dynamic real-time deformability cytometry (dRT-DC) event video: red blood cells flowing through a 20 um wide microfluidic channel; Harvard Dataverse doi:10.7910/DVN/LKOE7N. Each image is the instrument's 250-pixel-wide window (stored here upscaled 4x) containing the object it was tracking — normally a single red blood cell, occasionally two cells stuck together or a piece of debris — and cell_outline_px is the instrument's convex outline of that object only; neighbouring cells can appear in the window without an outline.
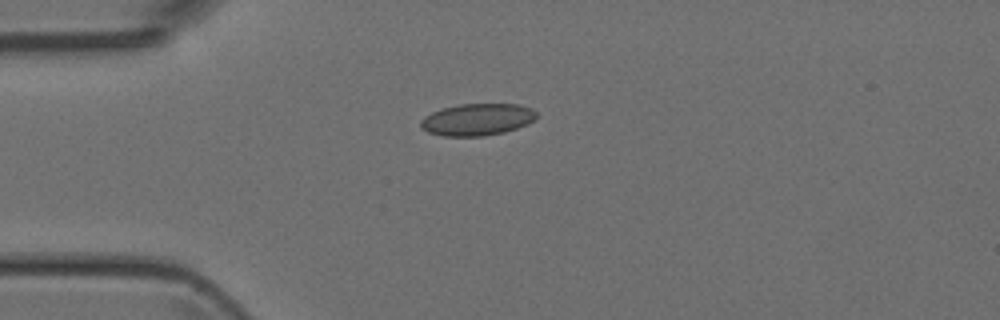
{"species": "Egyptian fruit bat (a non-hibernating species)", "species_latin": "Rousettus aegyptiacus", "temperature_condition": "room temperature", "stored_images_in_passage": 30, "camera_frame_rate_fps": 3000, "um_per_image_px": 0.085, "animal": {"sex": "female"}, "frame": {"image": 1, "passage_image": 1, "time_ms": 0.0, "image_size_px": [1000, 320], "cell_outline_px": [[536, 116], [528, 124], [504, 132], [484, 136], [444, 136], [428, 132], [420, 128], [420, 120], [424, 116], [432, 112], [444, 108], [460, 104], [520, 104], [532, 108], [536, 112]], "centroid_in_image_um": [40.55, 10.16], "position_along_channel_um": 44.5, "area_um2": 21.56}}
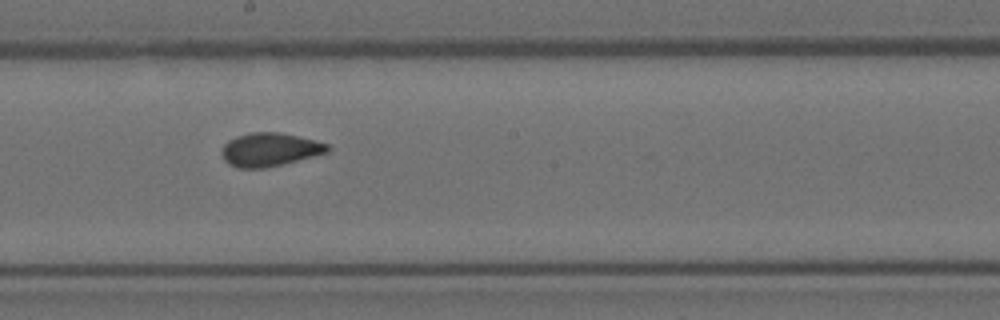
{"frame": {"image": 2, "passage_image": 15, "time_ms": 4.667, "image_size_px": [1000, 320], "cell_outline_px": [[332, 148], [328, 152], [264, 168], [236, 168], [228, 164], [224, 160], [220, 152], [224, 144], [228, 140], [236, 136], [252, 132], [280, 132], [328, 144]], "centroid_in_image_um": [22.87, 12.71], "position_along_channel_um": 225.3, "area_um2": 20.46}}
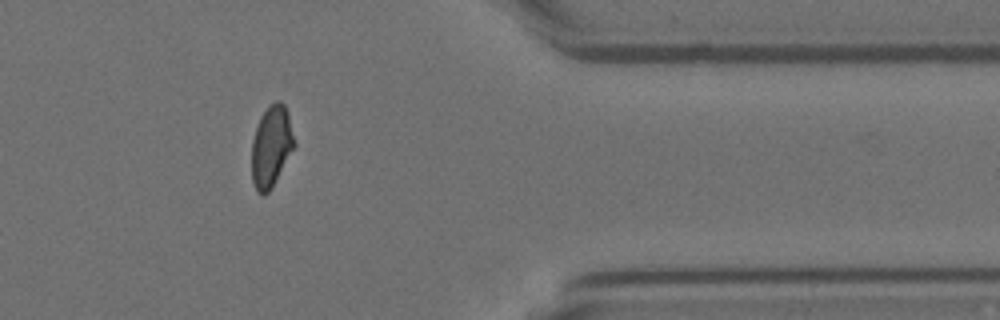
{"frame": {"image": 3, "passage_image": 28, "time_ms": 9.0, "image_size_px": [1000, 320], "cell_outline_px": [[296, 144], [272, 188], [264, 196], [256, 192], [252, 180], [252, 140], [260, 116], [276, 100], [280, 100], [284, 104], [288, 112]], "centroid_in_image_um": [23.06, 12.47], "position_along_channel_um": 388.3, "area_um2": 20.23}}